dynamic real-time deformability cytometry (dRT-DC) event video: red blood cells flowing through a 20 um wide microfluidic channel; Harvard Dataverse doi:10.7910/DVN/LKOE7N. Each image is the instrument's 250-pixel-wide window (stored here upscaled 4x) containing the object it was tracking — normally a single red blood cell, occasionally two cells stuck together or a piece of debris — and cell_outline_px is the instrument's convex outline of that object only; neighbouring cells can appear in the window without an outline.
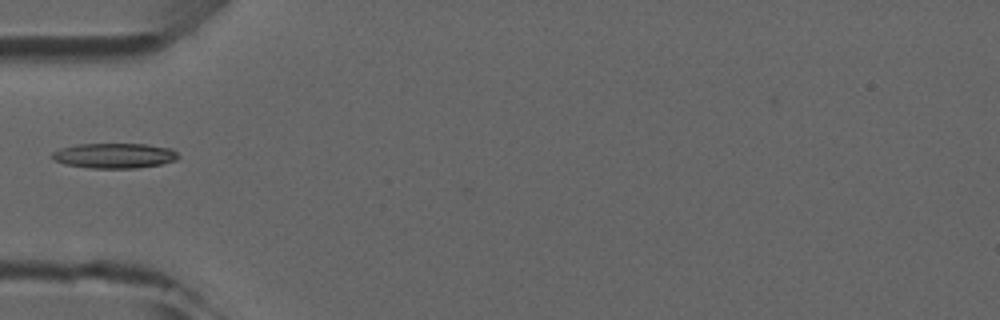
{"species": "common noctule bat (a hibernating species)", "species_latin": "Nyctalus noctula", "temperature_condition": "room temperature", "stored_images_in_passage": 5, "camera_frame_rate_fps": 3000, "um_per_image_px": 0.085, "animal": {"sex": "male", "forearm_length_mm": 52.5}, "frame": {"image": 1, "passage_image": 4, "time_ms": 3.333, "image_size_px": [1000, 320], "cell_outline_px": [[180, 156], [176, 160], [160, 164], [136, 168], [88, 168], [64, 164], [52, 160], [52, 152], [60, 148], [76, 144], [144, 144], [172, 148]], "centroid_in_image_um": [9.7, 13.23], "position_along_channel_um": 75.3, "area_um2": 18.55}}
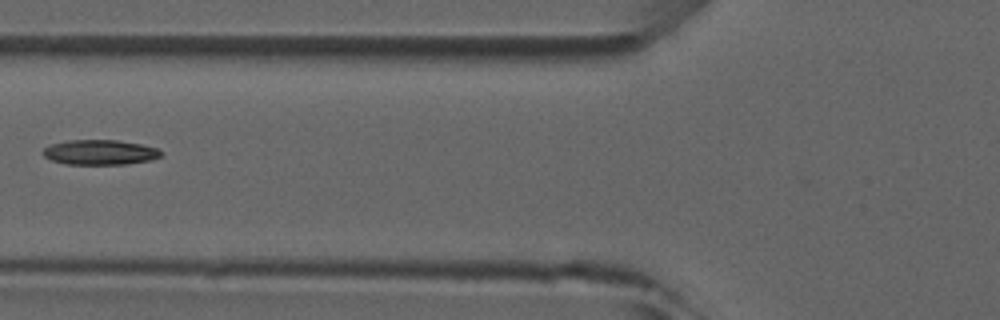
{"frame": {"image": 2, "passage_image": 5, "time_ms": 4.333, "image_size_px": [1000, 320], "cell_outline_px": [[160, 156], [148, 160], [124, 164], [64, 164], [52, 160], [44, 156], [40, 152], [44, 148], [52, 144], [68, 140], [116, 140], [140, 144], [156, 148], [160, 152]], "centroid_in_image_um": [8.42, 12.94], "position_along_channel_um": 117.4, "area_um2": 16.94}}